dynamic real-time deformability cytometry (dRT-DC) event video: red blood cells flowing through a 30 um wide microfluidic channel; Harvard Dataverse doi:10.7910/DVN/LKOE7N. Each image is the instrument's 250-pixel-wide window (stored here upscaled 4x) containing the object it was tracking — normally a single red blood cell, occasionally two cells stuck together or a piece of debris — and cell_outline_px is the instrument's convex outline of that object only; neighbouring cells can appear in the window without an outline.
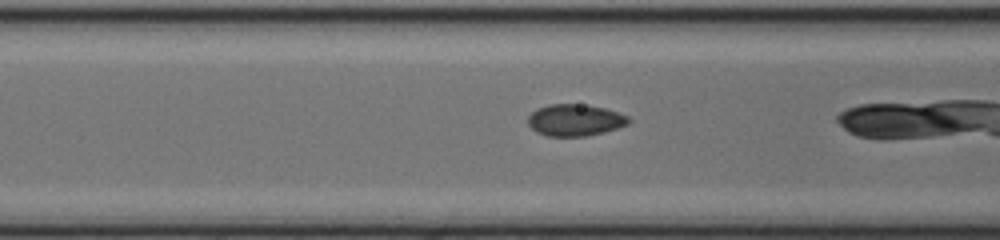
{"species": "common noctule bat (a hibernating species)", "species_latin": "Nyctalus noctula", "temperature_condition": "cold", "stored_images_in_passage": 18, "camera_frame_rate_fps": 3000, "um_per_image_px": 0.085, "animal": {"sex": "female", "body_mass_g": 17.0, "forearm_length_mm": 48.0}, "frame": {"image": 1, "passage_image": 16, "time_ms": 5.0, "image_size_px": [1000, 240], "cell_outline_px": [[632, 120], [628, 124], [604, 132], [584, 136], [548, 136], [536, 132], [528, 124], [528, 116], [536, 108], [548, 104], [580, 104], [604, 108], [628, 116]], "centroid_in_image_um": [48.85, 10.2], "position_along_channel_um": 117.7, "area_um2": 18.55}}